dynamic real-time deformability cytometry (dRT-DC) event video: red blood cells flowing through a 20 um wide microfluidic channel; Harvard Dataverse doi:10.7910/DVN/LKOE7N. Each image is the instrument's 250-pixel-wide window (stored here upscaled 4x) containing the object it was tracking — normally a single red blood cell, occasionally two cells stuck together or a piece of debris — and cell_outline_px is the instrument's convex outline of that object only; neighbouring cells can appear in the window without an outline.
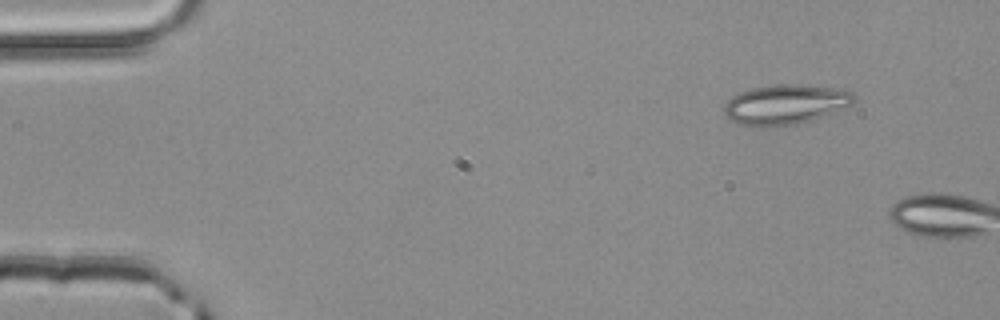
{"species": "common noctule bat (a hibernating species)", "species_latin": "Nyctalus noctula", "temperature_condition": "room temperature", "stored_images_in_passage": 2, "camera_frame_rate_fps": 3000, "um_per_image_px": 0.085, "animal": {"sex": "male", "body_mass_g": 20.4}, "frame": {"image": 1, "passage_image": 1, "time_ms": 0.0, "image_size_px": [1000, 320], "cell_outline_px": [[856, 100], [852, 104], [812, 120], [796, 124], [776, 128], [760, 128], [740, 124], [728, 120], [724, 116], [724, 104], [732, 96], [740, 92], [752, 88], [776, 84], [796, 84], [848, 88], [856, 96]], "centroid_in_image_um": [66.75, 8.89], "position_along_channel_um": 18.2, "area_um2": 30.92}}